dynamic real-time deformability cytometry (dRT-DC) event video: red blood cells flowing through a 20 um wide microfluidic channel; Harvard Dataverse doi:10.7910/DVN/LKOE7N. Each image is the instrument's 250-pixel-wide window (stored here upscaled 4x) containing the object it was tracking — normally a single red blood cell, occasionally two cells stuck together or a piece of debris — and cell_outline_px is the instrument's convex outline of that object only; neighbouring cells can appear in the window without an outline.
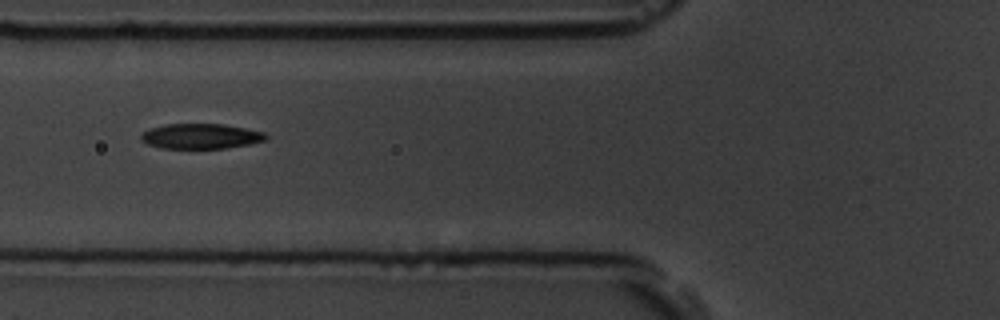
{"species": "common noctule bat (a hibernating species)", "species_latin": "Nyctalus noctula", "temperature_condition": "room temperature", "stored_images_in_passage": 6, "camera_frame_rate_fps": 3000, "um_per_image_px": 0.085, "animal": {"sex": "male", "body_mass_g": 19.5, "forearm_length_mm": 54.6}, "frame": {"image": 1, "passage_image": 5, "time_ms": 6.333, "image_size_px": [1000, 320], "cell_outline_px": [[268, 136], [264, 140], [248, 144], [228, 148], [160, 148], [148, 144], [140, 140], [140, 136], [148, 128], [164, 124], [224, 124], [264, 132]], "centroid_in_image_um": [17.03, 11.57], "position_along_channel_um": 108.8, "area_um2": 18.26}}
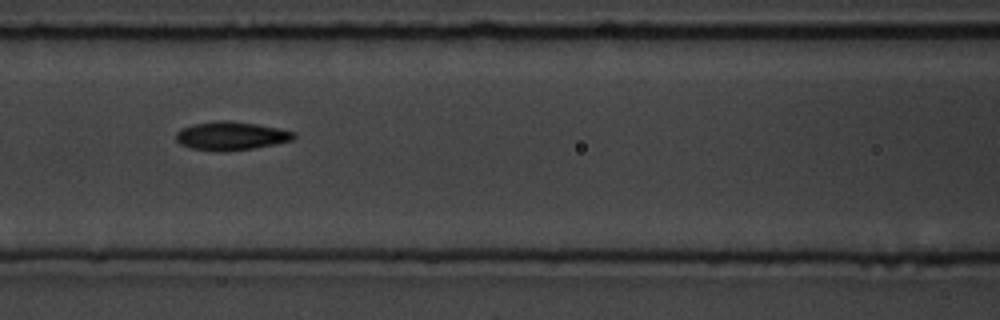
{"frame": {"image": 2, "passage_image": 6, "time_ms": 7.333, "image_size_px": [1000, 320], "cell_outline_px": [[296, 136], [292, 140], [252, 148], [224, 152], [192, 148], [180, 144], [176, 140], [176, 132], [180, 128], [192, 124], [216, 120], [228, 120], [256, 124], [296, 132]], "centroid_in_image_um": [19.59, 11.54], "position_along_channel_um": 147.0, "area_um2": 19.48}}